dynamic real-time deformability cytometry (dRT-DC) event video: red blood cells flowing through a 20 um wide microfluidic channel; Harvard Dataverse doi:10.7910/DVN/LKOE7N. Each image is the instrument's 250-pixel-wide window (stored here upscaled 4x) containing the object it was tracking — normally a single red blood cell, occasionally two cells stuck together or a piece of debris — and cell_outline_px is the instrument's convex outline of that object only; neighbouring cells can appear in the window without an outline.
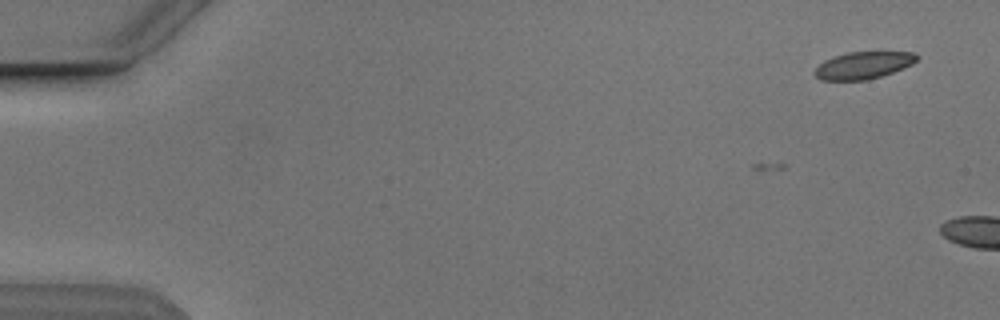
{"species": "Egyptian fruit bat (a non-hibernating species)", "species_latin": "Rousettus aegyptiacus", "temperature_condition": "cold", "stored_images_in_passage": 4, "camera_frame_rate_fps": 3000, "um_per_image_px": 0.085, "animal": {"sex": "male"}, "frame": {"image": 1, "passage_image": 1, "time_ms": 0.0, "image_size_px": [1000, 320], "cell_outline_px": [[920, 56], [912, 64], [904, 68], [868, 80], [820, 80], [812, 72], [824, 60], [832, 56], [848, 52], [916, 52]], "centroid_in_image_um": [73.38, 5.54], "position_along_channel_um": 11.6, "area_um2": 16.24}}